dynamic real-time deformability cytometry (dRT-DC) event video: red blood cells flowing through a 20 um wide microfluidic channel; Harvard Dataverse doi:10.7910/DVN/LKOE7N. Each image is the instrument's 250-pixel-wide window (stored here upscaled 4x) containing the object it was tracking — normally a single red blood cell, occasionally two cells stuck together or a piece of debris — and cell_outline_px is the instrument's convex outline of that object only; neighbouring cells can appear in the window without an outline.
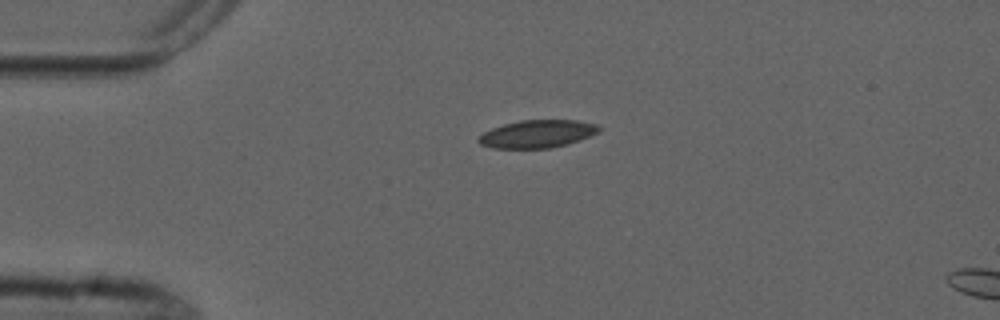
{"species": "common noctule bat (a hibernating species)", "species_latin": "Nyctalus noctula", "temperature_condition": "cold", "stored_images_in_passage": 1, "camera_frame_rate_fps": 3000, "um_per_image_px": 0.085, "animal": {"sex": "male", "forearm_length_mm": 52.5}, "frame": {"image": 1, "passage_image": 1, "time_ms": 0.0, "image_size_px": [1000, 320], "cell_outline_px": [[600, 132], [580, 140], [568, 144], [552, 148], [492, 148], [480, 144], [476, 140], [484, 132], [492, 128], [504, 124], [520, 120], [576, 120], [596, 124], [600, 128]], "centroid_in_image_um": [45.68, 11.38], "position_along_channel_um": 39.3, "area_um2": 19.54}}